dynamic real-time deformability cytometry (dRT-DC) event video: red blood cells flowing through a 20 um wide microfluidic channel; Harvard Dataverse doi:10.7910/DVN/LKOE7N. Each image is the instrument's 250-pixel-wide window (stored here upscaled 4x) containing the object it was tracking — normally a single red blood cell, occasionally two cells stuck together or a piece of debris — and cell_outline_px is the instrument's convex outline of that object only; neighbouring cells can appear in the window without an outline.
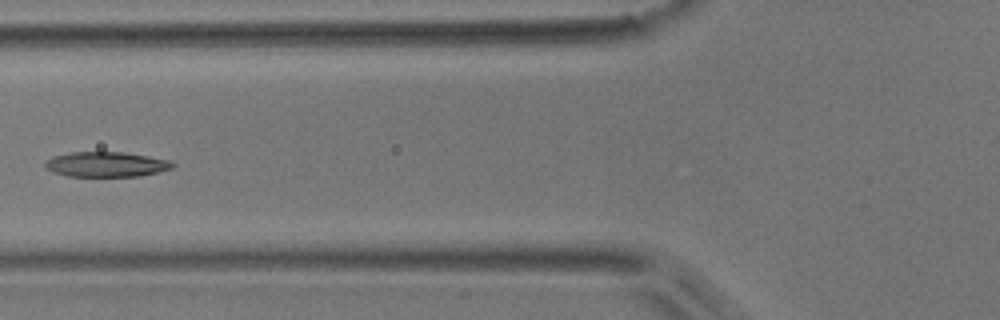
{"species": "common noctule bat (a hibernating species)", "species_latin": "Nyctalus noctula", "temperature_condition": "room temperature", "stored_images_in_passage": 7, "camera_frame_rate_fps": 3000, "um_per_image_px": 0.085, "animal": {"sex": "male", "body_mass_g": 17.9}, "frame": {"image": 1, "passage_image": 6, "time_ms": 6.0, "image_size_px": [1000, 320], "cell_outline_px": [[176, 164], [172, 168], [140, 176], [68, 176], [52, 172], [44, 168], [44, 164], [52, 156], [72, 152], [124, 152], [148, 156], [168, 160]], "centroid_in_image_um": [9.0, 13.97], "position_along_channel_um": 116.8, "area_um2": 18.55}}
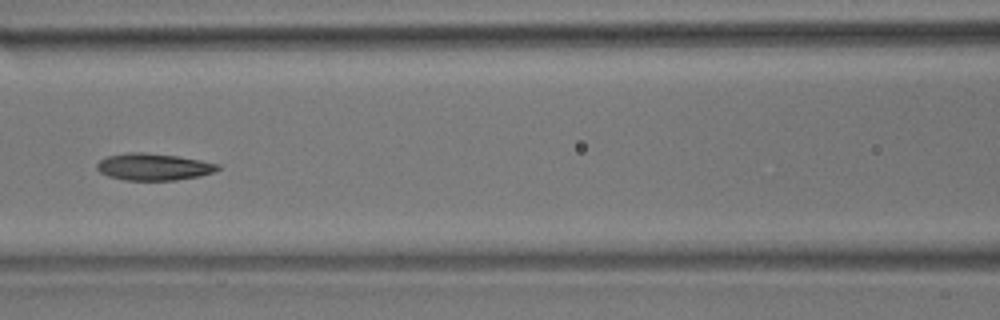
{"frame": {"image": 2, "passage_image": 7, "time_ms": 7.0, "image_size_px": [1000, 320], "cell_outline_px": [[220, 168], [212, 172], [200, 176], [176, 180], [124, 180], [108, 176], [100, 172], [96, 168], [96, 164], [100, 160], [108, 156], [128, 152], [140, 152], [176, 156], [200, 160], [220, 164]], "centroid_in_image_um": [13.04, 14.18], "position_along_channel_um": 153.6, "area_um2": 18.84}}